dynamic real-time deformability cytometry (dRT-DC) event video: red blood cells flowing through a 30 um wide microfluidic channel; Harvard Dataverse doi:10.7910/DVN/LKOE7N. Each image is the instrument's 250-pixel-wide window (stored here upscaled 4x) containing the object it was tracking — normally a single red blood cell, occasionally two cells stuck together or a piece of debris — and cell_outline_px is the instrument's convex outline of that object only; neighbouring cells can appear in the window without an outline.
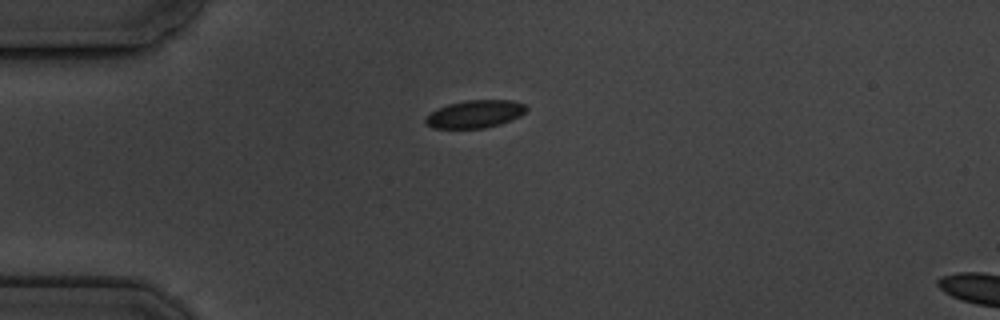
{"species": "common noctule bat (a hibernating species)", "species_latin": "Nyctalus noctula", "temperature_condition": "cold", "stored_images_in_passage": 4, "camera_frame_rate_fps": 3000, "um_per_image_px": 0.085, "animal": {"sex": "male", "body_mass_g": 19.5, "forearm_length_mm": 54.6}, "frame": {"image": 1, "passage_image": 1, "time_ms": 0.0, "image_size_px": [1000, 320], "cell_outline_px": [[528, 108], [520, 116], [512, 120], [500, 124], [484, 128], [432, 128], [424, 120], [424, 116], [448, 104], [464, 100], [512, 100], [524, 104]], "centroid_in_image_um": [40.38, 9.69], "position_along_channel_um": 44.6, "area_um2": 16.24}}
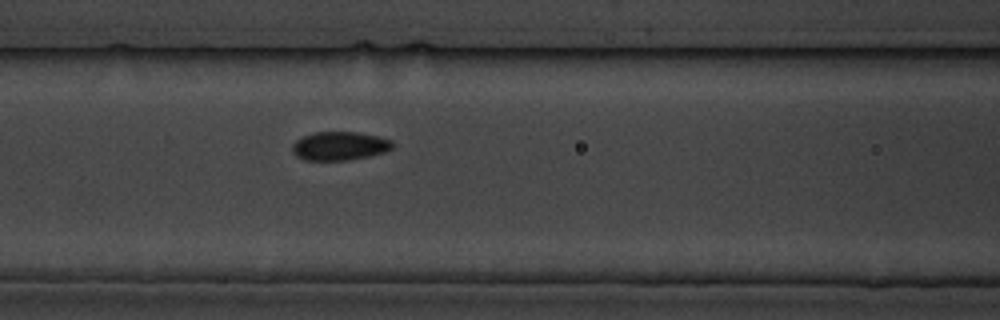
{"frame": {"image": 2, "passage_image": 4, "time_ms": 3.333, "image_size_px": [1000, 320], "cell_outline_px": [[392, 148], [384, 152], [368, 156], [348, 160], [304, 160], [296, 156], [292, 152], [292, 144], [296, 140], [304, 136], [316, 132], [356, 132], [376, 136], [392, 140]], "centroid_in_image_um": [28.83, 12.41], "position_along_channel_um": 137.8, "area_um2": 16.59}}